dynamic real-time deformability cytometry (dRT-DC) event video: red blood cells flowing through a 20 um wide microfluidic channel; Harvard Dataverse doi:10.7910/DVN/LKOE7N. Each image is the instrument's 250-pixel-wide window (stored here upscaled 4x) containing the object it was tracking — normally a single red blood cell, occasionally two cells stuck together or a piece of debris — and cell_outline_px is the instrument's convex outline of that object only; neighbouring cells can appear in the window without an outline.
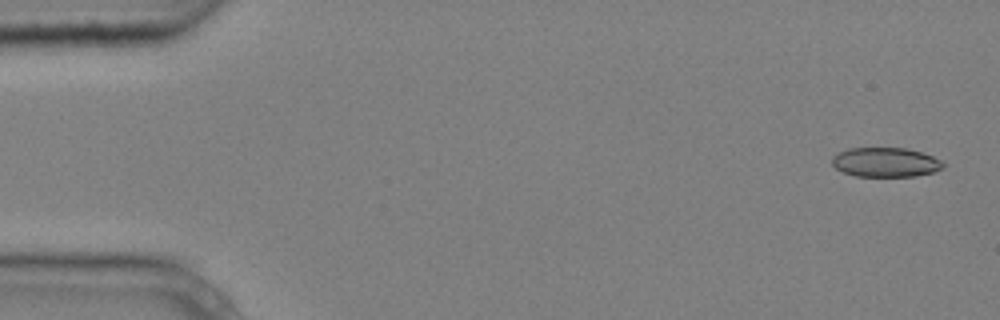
{"species": "common noctule bat (a hibernating species)", "species_latin": "Nyctalus noctula", "temperature_condition": "cold", "stored_images_in_passage": 7, "camera_frame_rate_fps": 3000, "um_per_image_px": 0.085, "animal": {"sex": "male", "body_mass_g": 20.4}, "frame": {"image": 1, "passage_image": 1, "time_ms": 0.0, "image_size_px": [1000, 320], "cell_outline_px": [[944, 168], [932, 172], [916, 176], [856, 176], [844, 172], [836, 168], [832, 164], [832, 156], [836, 152], [848, 148], [908, 148], [932, 156], [940, 160], [944, 164]], "centroid_in_image_um": [75.24, 13.78], "position_along_channel_um": 9.8, "area_um2": 19.07}}
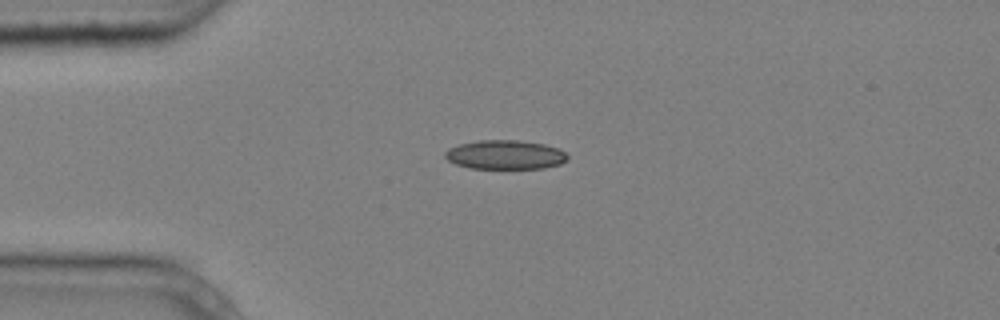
{"frame": {"image": 2, "passage_image": 4, "time_ms": 1.0, "image_size_px": [1000, 320], "cell_outline_px": [[568, 160], [560, 164], [544, 168], [468, 168], [456, 164], [448, 160], [444, 156], [444, 152], [448, 148], [460, 144], [480, 140], [520, 140], [544, 144], [560, 148], [568, 156]], "centroid_in_image_um": [42.95, 13.15], "position_along_channel_um": 42.0, "area_um2": 20.87}}
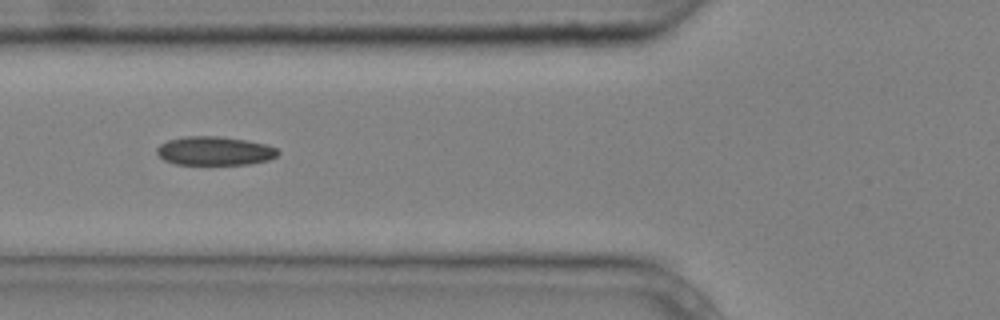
{"frame": {"image": 3, "passage_image": 6, "time_ms": 1.667, "image_size_px": [1000, 320], "cell_outline_px": [[280, 152], [276, 156], [268, 160], [248, 164], [176, 164], [164, 160], [156, 152], [156, 148], [160, 144], [168, 140], [184, 136], [220, 136], [248, 140], [264, 144], [276, 148]], "centroid_in_image_um": [18.23, 12.82], "position_along_channel_um": 107.6, "area_um2": 20.29}}